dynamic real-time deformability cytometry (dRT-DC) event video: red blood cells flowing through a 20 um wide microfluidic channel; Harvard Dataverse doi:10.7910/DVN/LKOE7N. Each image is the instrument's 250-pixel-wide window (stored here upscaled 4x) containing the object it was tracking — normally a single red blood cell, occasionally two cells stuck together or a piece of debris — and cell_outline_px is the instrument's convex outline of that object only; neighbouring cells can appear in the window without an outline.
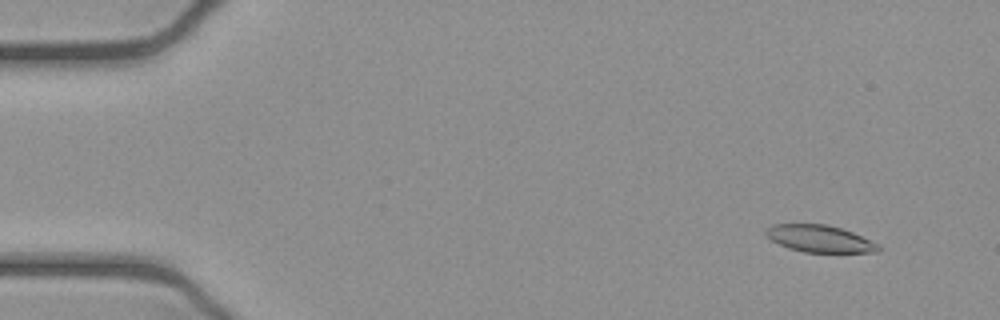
{"species": "common noctule bat (a hibernating species)", "species_latin": "Nyctalus noctula", "temperature_condition": "cold", "stored_images_in_passage": 53, "camera_frame_rate_fps": 3000, "um_per_image_px": 0.085, "animal": {"sex": "female", "body_mass_g": 21.9}, "frame": {"image": 1, "passage_image": 5, "time_ms": 1.333, "image_size_px": [1000, 320], "cell_outline_px": [[880, 248], [876, 252], [804, 252], [788, 248], [772, 240], [764, 232], [772, 224], [824, 224], [840, 228], [852, 232], [880, 244]], "centroid_in_image_um": [69.68, 20.29], "position_along_channel_um": 15.3, "area_um2": 17.51}}
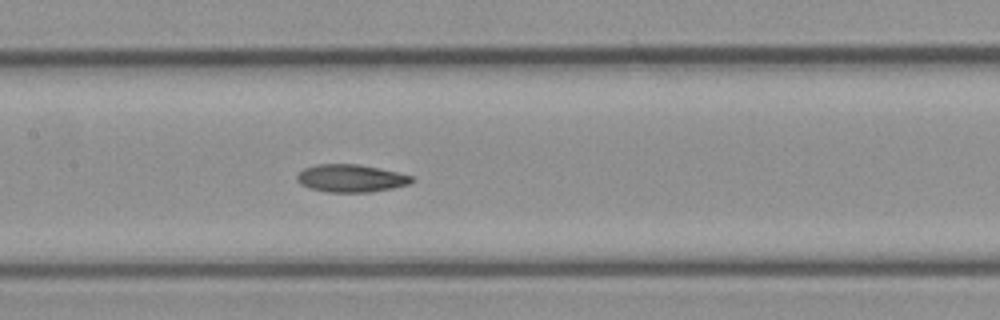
{"frame": {"image": 2, "passage_image": 26, "time_ms": 8.333, "image_size_px": [1000, 320], "cell_outline_px": [[416, 180], [412, 184], [372, 192], [324, 192], [308, 188], [300, 184], [296, 180], [296, 176], [304, 168], [316, 164], [360, 164], [400, 172], [416, 176]], "centroid_in_image_um": [29.89, 15.15], "position_along_channel_um": 177.5, "area_um2": 19.02}}
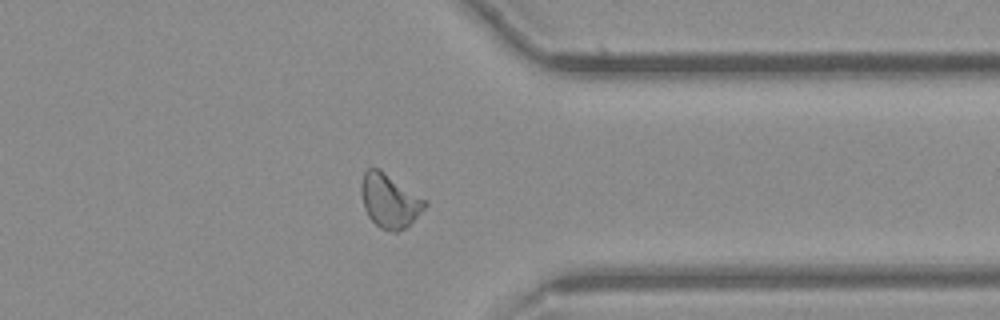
{"frame": {"image": 3, "passage_image": 42, "time_ms": 13.667, "image_size_px": [1000, 320], "cell_outline_px": [[428, 204], [404, 228], [396, 232], [392, 232], [380, 228], [368, 216], [364, 208], [360, 192], [360, 184], [364, 172], [368, 168], [380, 168], [428, 200]], "centroid_in_image_um": [33.1, 17.03], "position_along_channel_um": 378.3, "area_um2": 20.11}, "authors_computed_cell_mechanics": {"area_um2": 18.9006, "velocity_mm_per_s": 3.8917, "shape_relaxation_time_tau1_ms": null, "shape_relaxation_time_tau2_ms": 6.2805, "deformation_change_tau1": null, "deformation_change_tau2": 0.1345}}